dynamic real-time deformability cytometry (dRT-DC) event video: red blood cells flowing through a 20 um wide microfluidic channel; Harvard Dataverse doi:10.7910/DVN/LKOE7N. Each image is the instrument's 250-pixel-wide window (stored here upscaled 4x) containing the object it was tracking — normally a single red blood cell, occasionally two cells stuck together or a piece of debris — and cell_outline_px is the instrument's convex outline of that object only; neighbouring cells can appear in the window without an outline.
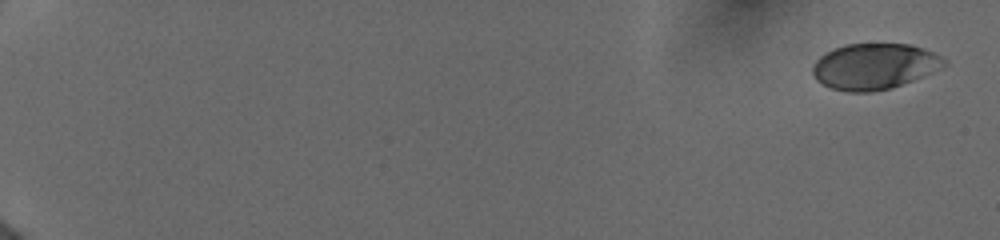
{"species": "human", "species_latin": "Homo sapiens", "temperature_condition": "cold", "stored_images_in_passage": 21, "camera_frame_rate_fps": 3000, "um_per_image_px": 0.085, "donor": {"sex": "female"}, "frame": {"image": 1, "passage_image": 1, "time_ms": 0.0, "image_size_px": [1000, 240], "cell_outline_px": [[948, 64], [944, 68], [892, 88], [872, 92], [844, 92], [832, 88], [816, 80], [812, 72], [812, 68], [816, 60], [820, 56], [836, 48], [848, 44], [908, 44], [924, 48], [948, 60]], "centroid_in_image_um": [74.36, 5.65], "position_along_channel_um": 10.6, "area_um2": 35.26}}
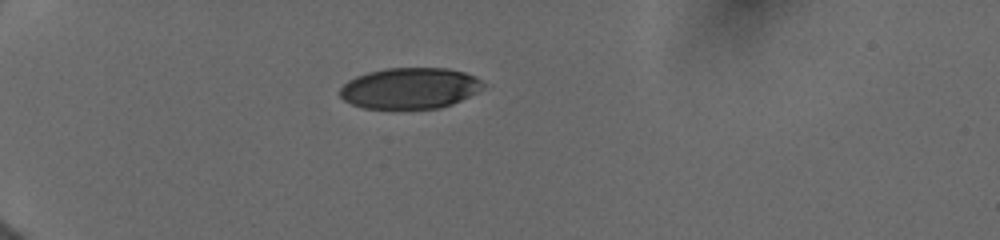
{"frame": {"image": 2, "passage_image": 17, "time_ms": 5.333, "image_size_px": [1000, 240], "cell_outline_px": [[484, 88], [452, 104], [440, 108], [364, 108], [352, 104], [344, 100], [340, 96], [340, 88], [348, 80], [356, 76], [368, 72], [384, 68], [448, 68], [464, 72], [476, 76], [484, 84]], "centroid_in_image_um": [34.83, 7.49], "position_along_channel_um": 50.2, "area_um2": 34.16}}